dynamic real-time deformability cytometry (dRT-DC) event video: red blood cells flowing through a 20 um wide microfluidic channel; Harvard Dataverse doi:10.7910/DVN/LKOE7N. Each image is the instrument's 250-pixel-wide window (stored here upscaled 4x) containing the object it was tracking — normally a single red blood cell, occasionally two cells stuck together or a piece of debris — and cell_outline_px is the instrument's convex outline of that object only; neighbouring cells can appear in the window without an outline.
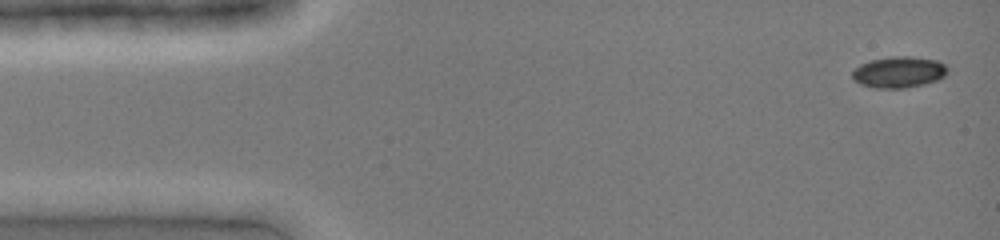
{"species": "common noctule bat (a hibernating species)", "species_latin": "Nyctalus noctula", "temperature_condition": "cold", "stored_images_in_passage": 41, "camera_frame_rate_fps": 3000, "um_per_image_px": 0.085, "animal": {"sex": "female", "body_mass_g": 19.0, "forearm_length_mm": 51.5}, "frame": {"image": 1, "passage_image": 2, "time_ms": 0.333, "image_size_px": [1000, 240], "cell_outline_px": [[948, 72], [944, 76], [936, 80], [924, 84], [904, 88], [876, 88], [860, 84], [852, 80], [852, 72], [860, 64], [868, 60], [892, 56], [912, 56], [936, 60], [944, 64], [948, 68]], "centroid_in_image_um": [76.38, 6.12], "position_along_channel_um": 8.6, "area_um2": 17.46}}
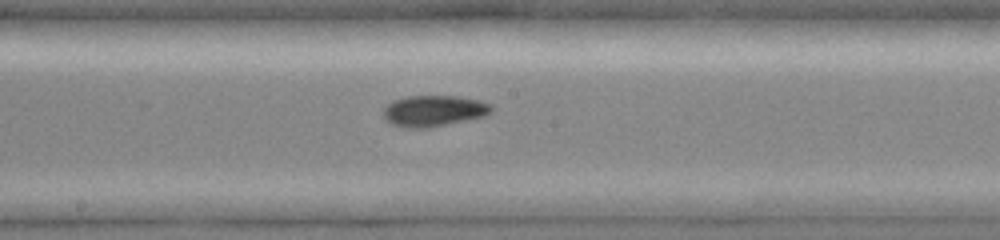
{"frame": {"image": 2, "passage_image": 22, "time_ms": 7.0, "image_size_px": [1000, 240], "cell_outline_px": [[492, 112], [484, 116], [428, 128], [408, 128], [392, 124], [384, 120], [380, 112], [392, 100], [404, 96], [456, 96], [480, 100], [492, 104]], "centroid_in_image_um": [36.82, 9.42], "position_along_channel_um": 211.4, "area_um2": 19.83}}
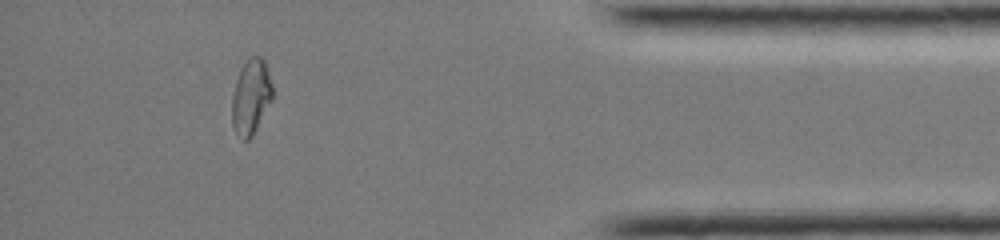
{"frame": {"image": 3, "passage_image": 37, "time_ms": 12.0, "image_size_px": [1000, 240], "cell_outline_px": [[272, 100], [252, 136], [248, 140], [244, 140], [232, 128], [232, 96], [236, 80], [244, 64], [252, 56], [260, 56], [264, 60], [268, 68], [272, 84]], "centroid_in_image_um": [21.34, 8.23], "position_along_channel_um": 413.9, "area_um2": 17.57}}